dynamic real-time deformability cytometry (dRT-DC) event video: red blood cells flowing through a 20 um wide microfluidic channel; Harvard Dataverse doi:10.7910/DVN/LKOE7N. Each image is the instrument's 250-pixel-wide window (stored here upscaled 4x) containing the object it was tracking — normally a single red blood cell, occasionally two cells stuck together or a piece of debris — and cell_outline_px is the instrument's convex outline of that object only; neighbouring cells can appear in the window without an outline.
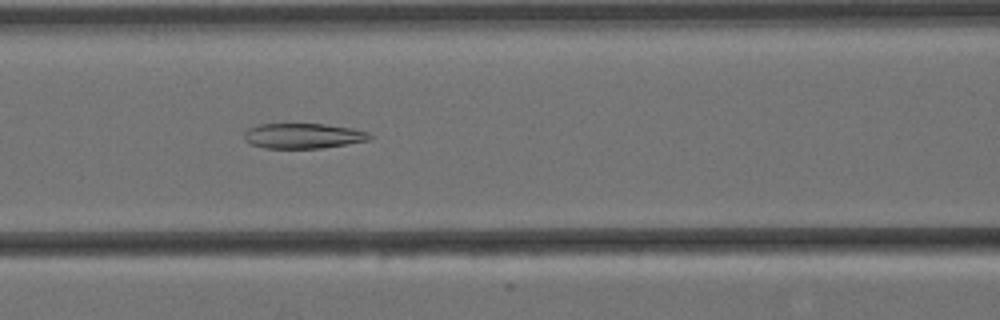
{"species": "Egyptian fruit bat (a non-hibernating species)", "species_latin": "Rousettus aegyptiacus", "temperature_condition": "cold", "stored_images_in_passage": 7, "camera_frame_rate_fps": 3000, "um_per_image_px": 0.085, "animal": {"sex": "female"}, "frame": {"image": 1, "passage_image": 7, "time_ms": 2.0, "image_size_px": [1000, 320], "cell_outline_px": [[372, 140], [320, 148], [264, 148], [252, 144], [244, 140], [244, 132], [248, 128], [256, 124], [324, 124], [352, 128], [368, 132], [372, 136]], "centroid_in_image_um": [25.76, 11.54], "position_along_channel_um": 140.8, "area_um2": 18.5}}